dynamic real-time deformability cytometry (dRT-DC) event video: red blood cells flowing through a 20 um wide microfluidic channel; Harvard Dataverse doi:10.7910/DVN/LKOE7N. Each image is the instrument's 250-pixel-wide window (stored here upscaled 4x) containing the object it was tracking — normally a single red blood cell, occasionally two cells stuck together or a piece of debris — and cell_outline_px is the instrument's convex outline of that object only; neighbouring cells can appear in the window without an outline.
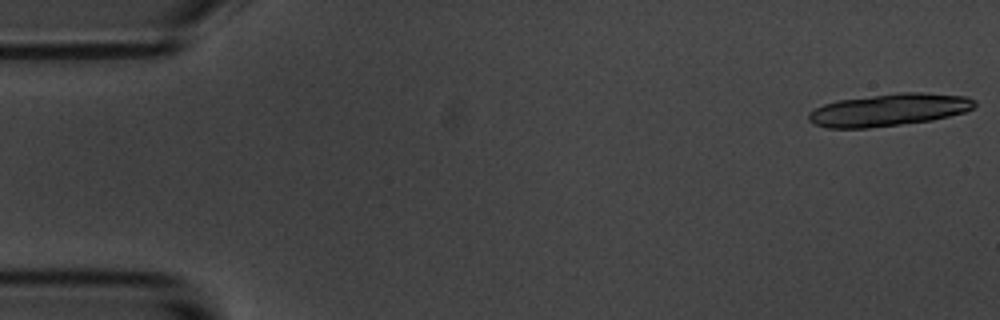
{"species": "common noctule bat (a hibernating species)", "species_latin": "Nyctalus noctula", "temperature_condition": "room temperature", "stored_images_in_passage": 18, "camera_frame_rate_fps": 3000, "um_per_image_px": 0.085, "animal": {"sex": "male", "body_mass_g": 20.1, "forearm_length_mm": 53.5}, "frame": {"image": 1, "passage_image": 1, "time_ms": 0.0, "image_size_px": [1000, 320], "cell_outline_px": [[976, 104], [972, 108], [964, 112], [932, 120], [868, 128], [828, 128], [812, 124], [808, 120], [808, 112], [824, 104], [836, 100], [900, 92], [924, 92], [968, 96], [976, 100]], "centroid_in_image_um": [75.55, 9.33], "position_along_channel_um": 9.5, "area_um2": 31.44}}